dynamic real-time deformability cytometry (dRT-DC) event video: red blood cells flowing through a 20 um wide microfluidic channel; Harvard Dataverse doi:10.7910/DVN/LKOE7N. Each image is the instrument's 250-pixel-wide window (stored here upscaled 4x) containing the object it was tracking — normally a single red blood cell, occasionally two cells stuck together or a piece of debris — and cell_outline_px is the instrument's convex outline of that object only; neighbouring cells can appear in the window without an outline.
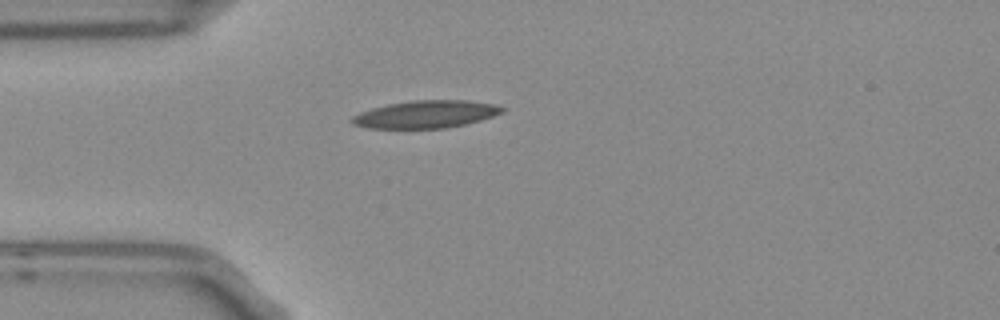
{"species": "Egyptian fruit bat (a non-hibernating species)", "species_latin": "Rousettus aegyptiacus", "temperature_condition": "room temperature", "stored_images_in_passage": 1, "camera_frame_rate_fps": 3000, "um_per_image_px": 0.085, "frame": {"image": 1, "passage_image": 1, "time_ms": 0.0, "image_size_px": [1000, 320], "cell_outline_px": [[508, 108], [504, 112], [480, 120], [448, 128], [364, 128], [352, 124], [348, 120], [352, 116], [360, 112], [372, 108], [388, 104], [412, 100], [468, 100], [496, 104]], "centroid_in_image_um": [36.19, 9.71], "position_along_channel_um": 48.8, "area_um2": 24.33}}